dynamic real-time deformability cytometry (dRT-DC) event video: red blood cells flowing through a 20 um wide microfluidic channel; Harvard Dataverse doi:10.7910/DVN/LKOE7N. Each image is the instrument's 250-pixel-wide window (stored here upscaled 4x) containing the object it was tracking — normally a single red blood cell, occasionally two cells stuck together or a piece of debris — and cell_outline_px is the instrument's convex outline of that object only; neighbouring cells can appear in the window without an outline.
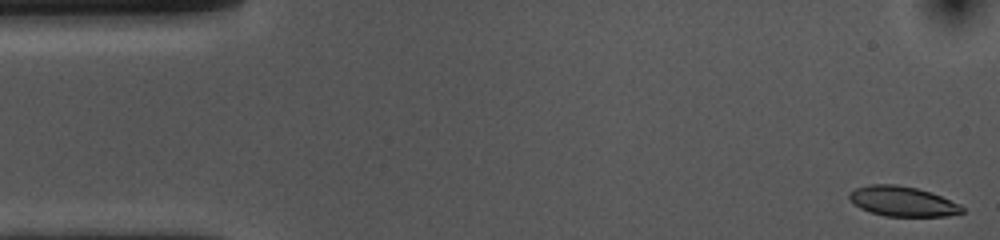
{"species": "common noctule bat (a hibernating species)", "species_latin": "Nyctalus noctula", "temperature_condition": "cold", "stored_images_in_passage": 53, "camera_frame_rate_fps": 3000, "um_per_image_px": 0.085, "animal": {"sex": "female", "body_mass_g": 10.0, "forearm_length_mm": 53.1}, "frame": {"image": 1, "passage_image": 1, "time_ms": 0.0, "image_size_px": [1000, 240], "cell_outline_px": [[964, 212], [948, 216], [884, 216], [860, 208], [848, 196], [848, 192], [856, 188], [868, 184], [896, 184], [916, 188], [932, 192], [960, 204], [964, 208]], "centroid_in_image_um": [76.74, 17.11], "position_along_channel_um": 8.3, "area_um2": 19.71}}
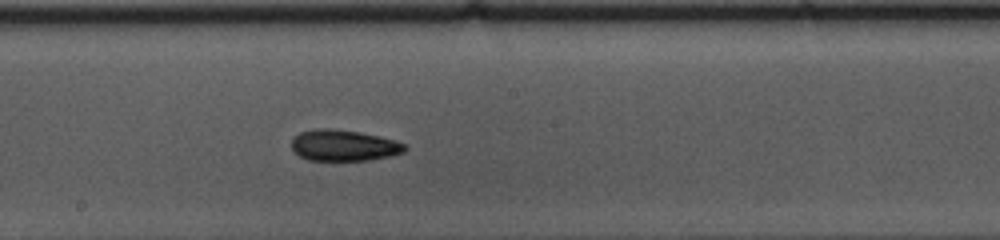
{"frame": {"image": 2, "passage_image": 27, "time_ms": 8.667, "image_size_px": [1000, 240], "cell_outline_px": [[408, 148], [404, 152], [388, 156], [368, 160], [308, 160], [292, 152], [292, 136], [300, 132], [316, 128], [332, 128], [360, 132], [396, 140], [404, 144]], "centroid_in_image_um": [29.18, 12.35], "position_along_channel_um": 219.0, "area_um2": 20.69}}
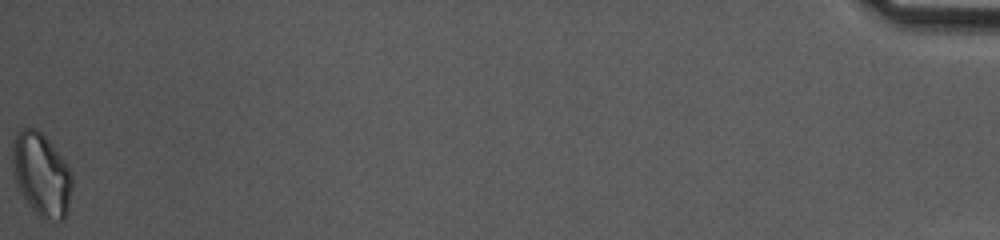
{"frame": {"image": 3, "passage_image": 53, "time_ms": 17.333, "image_size_px": [1000, 240], "cell_outline_px": [[72, 188], [68, 208], [64, 220], [44, 220], [32, 208], [20, 192], [16, 180], [12, 164], [12, 144], [20, 128], [36, 128], [48, 140], [68, 164], [72, 172]], "centroid_in_image_um": [3.54, 14.83], "position_along_channel_um": 431.7, "area_um2": 28.84}, "authors_computed_cell_mechanics": {"area_um2": 20.6924, "velocity_mm_per_s": 3.684, "shape_relaxation_time_tau1_ms": 2.8661, "shape_relaxation_time_tau2_ms": 4.4007, "deformation_change_tau1": 0.1256, "deformation_change_tau2": 0.1045}}